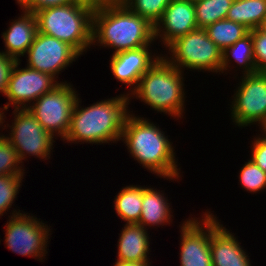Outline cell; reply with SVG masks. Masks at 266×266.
Masks as SVG:
<instances>
[{
  "mask_svg": "<svg viewBox=\"0 0 266 266\" xmlns=\"http://www.w3.org/2000/svg\"><path fill=\"white\" fill-rule=\"evenodd\" d=\"M129 95L122 94L85 108L79 106L80 99L77 98L64 141L101 144L121 140L125 120L130 114L127 111Z\"/></svg>",
  "mask_w": 266,
  "mask_h": 266,
  "instance_id": "obj_1",
  "label": "cell"
},
{
  "mask_svg": "<svg viewBox=\"0 0 266 266\" xmlns=\"http://www.w3.org/2000/svg\"><path fill=\"white\" fill-rule=\"evenodd\" d=\"M154 40V26L119 0L93 12L92 43L115 49L113 54L150 46Z\"/></svg>",
  "mask_w": 266,
  "mask_h": 266,
  "instance_id": "obj_2",
  "label": "cell"
},
{
  "mask_svg": "<svg viewBox=\"0 0 266 266\" xmlns=\"http://www.w3.org/2000/svg\"><path fill=\"white\" fill-rule=\"evenodd\" d=\"M121 140L125 141L132 157L151 173L167 180L181 177L171 142L153 122L129 114Z\"/></svg>",
  "mask_w": 266,
  "mask_h": 266,
  "instance_id": "obj_3",
  "label": "cell"
},
{
  "mask_svg": "<svg viewBox=\"0 0 266 266\" xmlns=\"http://www.w3.org/2000/svg\"><path fill=\"white\" fill-rule=\"evenodd\" d=\"M180 69L160 57L144 73L131 95L141 99L150 108L173 117H182L184 112V84Z\"/></svg>",
  "mask_w": 266,
  "mask_h": 266,
  "instance_id": "obj_4",
  "label": "cell"
},
{
  "mask_svg": "<svg viewBox=\"0 0 266 266\" xmlns=\"http://www.w3.org/2000/svg\"><path fill=\"white\" fill-rule=\"evenodd\" d=\"M93 10L70 3L36 11L37 29L72 46L80 55L92 43Z\"/></svg>",
  "mask_w": 266,
  "mask_h": 266,
  "instance_id": "obj_5",
  "label": "cell"
},
{
  "mask_svg": "<svg viewBox=\"0 0 266 266\" xmlns=\"http://www.w3.org/2000/svg\"><path fill=\"white\" fill-rule=\"evenodd\" d=\"M172 53L164 58L175 68L221 72L222 50L209 38L205 29L198 28L180 36L167 46Z\"/></svg>",
  "mask_w": 266,
  "mask_h": 266,
  "instance_id": "obj_6",
  "label": "cell"
},
{
  "mask_svg": "<svg viewBox=\"0 0 266 266\" xmlns=\"http://www.w3.org/2000/svg\"><path fill=\"white\" fill-rule=\"evenodd\" d=\"M75 89L66 81L60 82L52 91L43 94L35 103L28 106L42 127L53 137L59 136L62 140L68 134L71 114L78 98Z\"/></svg>",
  "mask_w": 266,
  "mask_h": 266,
  "instance_id": "obj_7",
  "label": "cell"
},
{
  "mask_svg": "<svg viewBox=\"0 0 266 266\" xmlns=\"http://www.w3.org/2000/svg\"><path fill=\"white\" fill-rule=\"evenodd\" d=\"M27 214L15 210L9 216L5 229V245L21 256L39 257L42 260L46 256L50 228L40 222V219L38 221L36 217Z\"/></svg>",
  "mask_w": 266,
  "mask_h": 266,
  "instance_id": "obj_8",
  "label": "cell"
},
{
  "mask_svg": "<svg viewBox=\"0 0 266 266\" xmlns=\"http://www.w3.org/2000/svg\"><path fill=\"white\" fill-rule=\"evenodd\" d=\"M233 96L231 118L239 127L266 124V72L243 75Z\"/></svg>",
  "mask_w": 266,
  "mask_h": 266,
  "instance_id": "obj_9",
  "label": "cell"
},
{
  "mask_svg": "<svg viewBox=\"0 0 266 266\" xmlns=\"http://www.w3.org/2000/svg\"><path fill=\"white\" fill-rule=\"evenodd\" d=\"M13 113L14 122L10 126L11 133L7 138L16 149L21 163L26 159L27 154L49 159L53 142H55L54 137L42 127L28 108L15 109Z\"/></svg>",
  "mask_w": 266,
  "mask_h": 266,
  "instance_id": "obj_10",
  "label": "cell"
},
{
  "mask_svg": "<svg viewBox=\"0 0 266 266\" xmlns=\"http://www.w3.org/2000/svg\"><path fill=\"white\" fill-rule=\"evenodd\" d=\"M27 67L49 74L56 79V75L75 61L80 54L70 45L61 40L36 33L33 43L28 49Z\"/></svg>",
  "mask_w": 266,
  "mask_h": 266,
  "instance_id": "obj_11",
  "label": "cell"
},
{
  "mask_svg": "<svg viewBox=\"0 0 266 266\" xmlns=\"http://www.w3.org/2000/svg\"><path fill=\"white\" fill-rule=\"evenodd\" d=\"M20 60L14 65L5 97L8 98L9 103L4 105V108H9L10 104L14 106L15 109L28 108L26 104L29 105L32 101H36L43 94L52 91L57 85L55 78L49 74L42 73L40 71L31 69L26 66V68H18Z\"/></svg>",
  "mask_w": 266,
  "mask_h": 266,
  "instance_id": "obj_12",
  "label": "cell"
},
{
  "mask_svg": "<svg viewBox=\"0 0 266 266\" xmlns=\"http://www.w3.org/2000/svg\"><path fill=\"white\" fill-rule=\"evenodd\" d=\"M203 216L201 222L190 218L181 226V266H213L210 250V212Z\"/></svg>",
  "mask_w": 266,
  "mask_h": 266,
  "instance_id": "obj_13",
  "label": "cell"
},
{
  "mask_svg": "<svg viewBox=\"0 0 266 266\" xmlns=\"http://www.w3.org/2000/svg\"><path fill=\"white\" fill-rule=\"evenodd\" d=\"M196 29L198 27L194 2L172 0L165 8L161 20L154 26V38L161 37L167 47L175 39Z\"/></svg>",
  "mask_w": 266,
  "mask_h": 266,
  "instance_id": "obj_14",
  "label": "cell"
},
{
  "mask_svg": "<svg viewBox=\"0 0 266 266\" xmlns=\"http://www.w3.org/2000/svg\"><path fill=\"white\" fill-rule=\"evenodd\" d=\"M149 48L144 46L112 54L110 61L111 72L116 79L128 87L130 86L131 88L134 85L130 92L136 89L141 76L161 57V55L154 57L151 52H148Z\"/></svg>",
  "mask_w": 266,
  "mask_h": 266,
  "instance_id": "obj_15",
  "label": "cell"
},
{
  "mask_svg": "<svg viewBox=\"0 0 266 266\" xmlns=\"http://www.w3.org/2000/svg\"><path fill=\"white\" fill-rule=\"evenodd\" d=\"M210 214V250L213 266H251L250 259L232 233Z\"/></svg>",
  "mask_w": 266,
  "mask_h": 266,
  "instance_id": "obj_16",
  "label": "cell"
},
{
  "mask_svg": "<svg viewBox=\"0 0 266 266\" xmlns=\"http://www.w3.org/2000/svg\"><path fill=\"white\" fill-rule=\"evenodd\" d=\"M22 14L18 19L10 22L9 29L2 34L5 49H7L3 53L17 61L27 53L38 32L35 14L25 10Z\"/></svg>",
  "mask_w": 266,
  "mask_h": 266,
  "instance_id": "obj_17",
  "label": "cell"
},
{
  "mask_svg": "<svg viewBox=\"0 0 266 266\" xmlns=\"http://www.w3.org/2000/svg\"><path fill=\"white\" fill-rule=\"evenodd\" d=\"M148 229L139 224H125L118 239L117 261H150Z\"/></svg>",
  "mask_w": 266,
  "mask_h": 266,
  "instance_id": "obj_18",
  "label": "cell"
},
{
  "mask_svg": "<svg viewBox=\"0 0 266 266\" xmlns=\"http://www.w3.org/2000/svg\"><path fill=\"white\" fill-rule=\"evenodd\" d=\"M164 194L158 192L154 188L143 187V203L141 208V216L139 225L143 228L147 226H158L167 223L170 224L171 208Z\"/></svg>",
  "mask_w": 266,
  "mask_h": 266,
  "instance_id": "obj_19",
  "label": "cell"
},
{
  "mask_svg": "<svg viewBox=\"0 0 266 266\" xmlns=\"http://www.w3.org/2000/svg\"><path fill=\"white\" fill-rule=\"evenodd\" d=\"M226 19L243 24L249 30L262 28L266 20V0H234Z\"/></svg>",
  "mask_w": 266,
  "mask_h": 266,
  "instance_id": "obj_20",
  "label": "cell"
},
{
  "mask_svg": "<svg viewBox=\"0 0 266 266\" xmlns=\"http://www.w3.org/2000/svg\"><path fill=\"white\" fill-rule=\"evenodd\" d=\"M116 213L126 224H138L143 203V186H126L115 196Z\"/></svg>",
  "mask_w": 266,
  "mask_h": 266,
  "instance_id": "obj_21",
  "label": "cell"
},
{
  "mask_svg": "<svg viewBox=\"0 0 266 266\" xmlns=\"http://www.w3.org/2000/svg\"><path fill=\"white\" fill-rule=\"evenodd\" d=\"M230 57H233L240 67L242 66V72H244V75L254 74L257 72L254 63L253 43L250 33L222 51L221 73L230 67L228 66L231 61Z\"/></svg>",
  "mask_w": 266,
  "mask_h": 266,
  "instance_id": "obj_22",
  "label": "cell"
},
{
  "mask_svg": "<svg viewBox=\"0 0 266 266\" xmlns=\"http://www.w3.org/2000/svg\"><path fill=\"white\" fill-rule=\"evenodd\" d=\"M209 38L223 51L249 33L243 24L223 19L205 28Z\"/></svg>",
  "mask_w": 266,
  "mask_h": 266,
  "instance_id": "obj_23",
  "label": "cell"
},
{
  "mask_svg": "<svg viewBox=\"0 0 266 266\" xmlns=\"http://www.w3.org/2000/svg\"><path fill=\"white\" fill-rule=\"evenodd\" d=\"M234 0H198L194 2L196 23L198 28L226 19Z\"/></svg>",
  "mask_w": 266,
  "mask_h": 266,
  "instance_id": "obj_24",
  "label": "cell"
},
{
  "mask_svg": "<svg viewBox=\"0 0 266 266\" xmlns=\"http://www.w3.org/2000/svg\"><path fill=\"white\" fill-rule=\"evenodd\" d=\"M131 12L155 26L161 20L165 8L172 0H119Z\"/></svg>",
  "mask_w": 266,
  "mask_h": 266,
  "instance_id": "obj_25",
  "label": "cell"
},
{
  "mask_svg": "<svg viewBox=\"0 0 266 266\" xmlns=\"http://www.w3.org/2000/svg\"><path fill=\"white\" fill-rule=\"evenodd\" d=\"M20 163L17 151L7 136L0 137V175H24L25 170Z\"/></svg>",
  "mask_w": 266,
  "mask_h": 266,
  "instance_id": "obj_26",
  "label": "cell"
},
{
  "mask_svg": "<svg viewBox=\"0 0 266 266\" xmlns=\"http://www.w3.org/2000/svg\"><path fill=\"white\" fill-rule=\"evenodd\" d=\"M239 179L241 186L247 191L256 193L266 188V172L251 159L240 169Z\"/></svg>",
  "mask_w": 266,
  "mask_h": 266,
  "instance_id": "obj_27",
  "label": "cell"
},
{
  "mask_svg": "<svg viewBox=\"0 0 266 266\" xmlns=\"http://www.w3.org/2000/svg\"><path fill=\"white\" fill-rule=\"evenodd\" d=\"M22 179L23 175H0V216L14 203Z\"/></svg>",
  "mask_w": 266,
  "mask_h": 266,
  "instance_id": "obj_28",
  "label": "cell"
},
{
  "mask_svg": "<svg viewBox=\"0 0 266 266\" xmlns=\"http://www.w3.org/2000/svg\"><path fill=\"white\" fill-rule=\"evenodd\" d=\"M253 43L254 63L257 72H266V31L262 28L249 30Z\"/></svg>",
  "mask_w": 266,
  "mask_h": 266,
  "instance_id": "obj_29",
  "label": "cell"
},
{
  "mask_svg": "<svg viewBox=\"0 0 266 266\" xmlns=\"http://www.w3.org/2000/svg\"><path fill=\"white\" fill-rule=\"evenodd\" d=\"M70 3H73L72 0H21L18 4L21 9L35 13L38 10Z\"/></svg>",
  "mask_w": 266,
  "mask_h": 266,
  "instance_id": "obj_30",
  "label": "cell"
},
{
  "mask_svg": "<svg viewBox=\"0 0 266 266\" xmlns=\"http://www.w3.org/2000/svg\"><path fill=\"white\" fill-rule=\"evenodd\" d=\"M16 62V59L8 57L3 51L0 52V93H6L10 74Z\"/></svg>",
  "mask_w": 266,
  "mask_h": 266,
  "instance_id": "obj_31",
  "label": "cell"
},
{
  "mask_svg": "<svg viewBox=\"0 0 266 266\" xmlns=\"http://www.w3.org/2000/svg\"><path fill=\"white\" fill-rule=\"evenodd\" d=\"M251 160L266 172V138L261 136L252 142Z\"/></svg>",
  "mask_w": 266,
  "mask_h": 266,
  "instance_id": "obj_32",
  "label": "cell"
},
{
  "mask_svg": "<svg viewBox=\"0 0 266 266\" xmlns=\"http://www.w3.org/2000/svg\"><path fill=\"white\" fill-rule=\"evenodd\" d=\"M113 1L114 0H72L73 3L88 7L93 11L100 9Z\"/></svg>",
  "mask_w": 266,
  "mask_h": 266,
  "instance_id": "obj_33",
  "label": "cell"
},
{
  "mask_svg": "<svg viewBox=\"0 0 266 266\" xmlns=\"http://www.w3.org/2000/svg\"><path fill=\"white\" fill-rule=\"evenodd\" d=\"M149 261H116L114 266H150Z\"/></svg>",
  "mask_w": 266,
  "mask_h": 266,
  "instance_id": "obj_34",
  "label": "cell"
},
{
  "mask_svg": "<svg viewBox=\"0 0 266 266\" xmlns=\"http://www.w3.org/2000/svg\"><path fill=\"white\" fill-rule=\"evenodd\" d=\"M3 110H6L4 107L3 109L0 110V125L3 124V122L5 121L3 117H5ZM3 135H0V137H2Z\"/></svg>",
  "mask_w": 266,
  "mask_h": 266,
  "instance_id": "obj_35",
  "label": "cell"
},
{
  "mask_svg": "<svg viewBox=\"0 0 266 266\" xmlns=\"http://www.w3.org/2000/svg\"><path fill=\"white\" fill-rule=\"evenodd\" d=\"M262 128H263V129H262V130H263V131H262V132H263L262 136L266 138V124H264V125L262 126ZM264 134H265V135H264Z\"/></svg>",
  "mask_w": 266,
  "mask_h": 266,
  "instance_id": "obj_36",
  "label": "cell"
},
{
  "mask_svg": "<svg viewBox=\"0 0 266 266\" xmlns=\"http://www.w3.org/2000/svg\"><path fill=\"white\" fill-rule=\"evenodd\" d=\"M262 29L266 31V20H265V23H264Z\"/></svg>",
  "mask_w": 266,
  "mask_h": 266,
  "instance_id": "obj_37",
  "label": "cell"
}]
</instances>
